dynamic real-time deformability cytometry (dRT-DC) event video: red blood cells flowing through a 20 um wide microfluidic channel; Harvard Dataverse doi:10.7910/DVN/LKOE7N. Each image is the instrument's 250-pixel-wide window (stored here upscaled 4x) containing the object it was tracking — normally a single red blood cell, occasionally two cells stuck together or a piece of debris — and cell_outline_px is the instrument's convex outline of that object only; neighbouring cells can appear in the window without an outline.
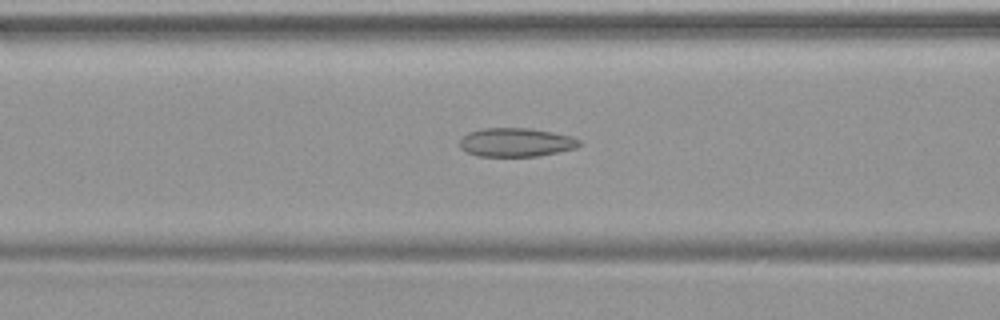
{"species": "common noctule bat (a hibernating species)", "species_latin": "Nyctalus noctula", "temperature_condition": "warm", "stored_images_in_passage": 34, "camera_frame_rate_fps": 3000, "um_per_image_px": 0.085, "animal": {"sex": "female", "body_mass_g": 19.9}, "frame": {"image": 1, "passage_image": 10, "time_ms": 3.0, "image_size_px": [1000, 320], "cell_outline_px": [[584, 144], [576, 148], [536, 156], [476, 156], [460, 148], [460, 140], [468, 132], [480, 128], [528, 128], [552, 132], [572, 136], [580, 140]], "centroid_in_image_um": [43.87, 12.09], "position_along_channel_um": 122.7, "area_um2": 20.06}}
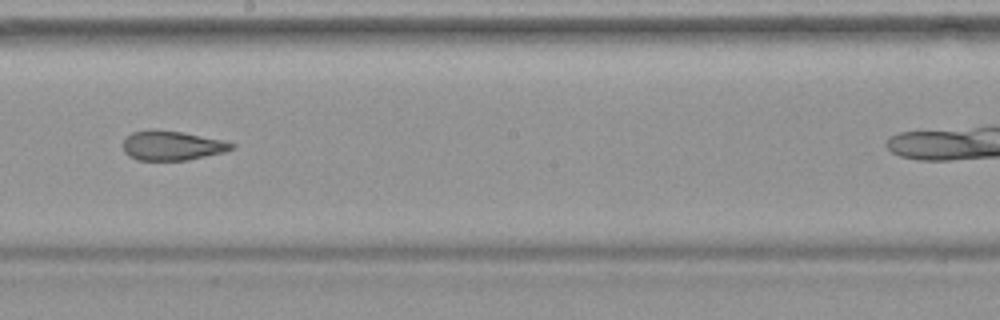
{"frame": {"image": 2, "passage_image": 18, "time_ms": 5.667, "image_size_px": [1000, 320], "cell_outline_px": [[236, 148], [224, 152], [188, 160], [136, 160], [128, 156], [124, 152], [124, 140], [132, 132], [152, 128], [180, 132], [224, 140], [236, 144]], "centroid_in_image_um": [14.63, 12.37], "position_along_channel_um": 233.6, "area_um2": 18.79}}
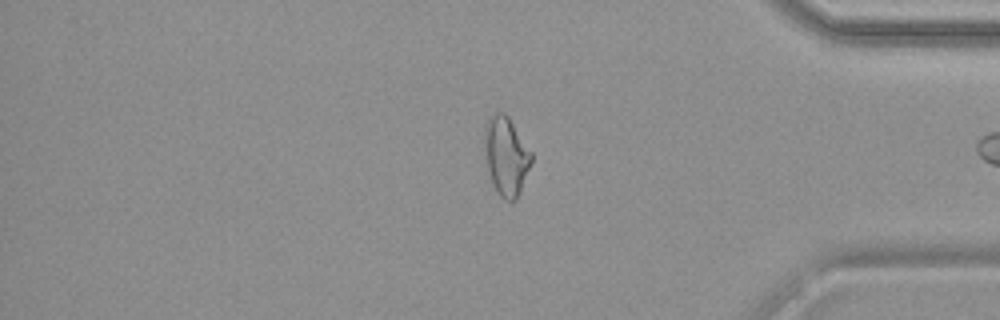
{"frame": {"image": 3, "passage_image": 31, "time_ms": 10.0, "image_size_px": [1000, 320], "cell_outline_px": [[532, 160], [520, 192], [516, 200], [504, 200], [500, 196], [492, 184], [488, 168], [484, 144], [484, 124], [488, 116], [492, 112], [504, 112], [508, 116], [532, 152]], "centroid_in_image_um": [43.0, 13.22], "position_along_channel_um": 392.2, "area_um2": 21.56}}